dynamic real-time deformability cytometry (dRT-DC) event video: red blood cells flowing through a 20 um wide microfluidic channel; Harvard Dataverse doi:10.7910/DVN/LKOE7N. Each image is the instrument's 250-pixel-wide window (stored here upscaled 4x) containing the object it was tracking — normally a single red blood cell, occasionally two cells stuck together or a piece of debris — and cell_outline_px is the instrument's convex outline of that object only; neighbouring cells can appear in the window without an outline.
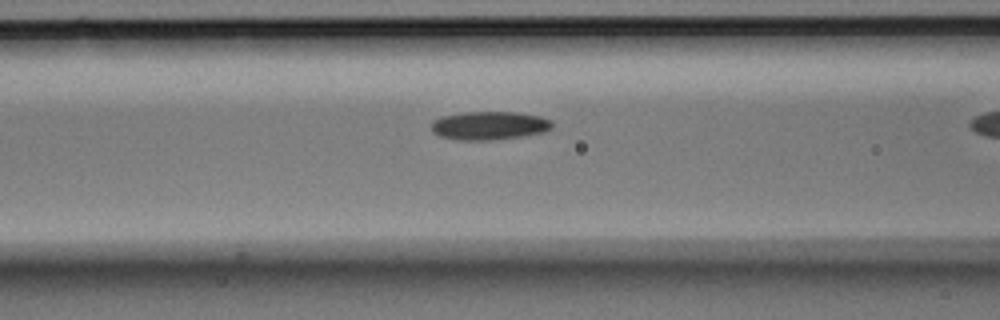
{"species": "Egyptian fruit bat (a non-hibernating species)", "species_latin": "Rousettus aegyptiacus", "temperature_condition": "room temperature", "stored_images_in_passage": 5, "segment_of_instrument_passage": [2, 2], "camera_frame_rate_fps": 3000, "um_per_image_px": 0.085, "animal": {"sex": "male"}, "frame": {"image": 1, "passage_image": 5, "time_ms": 1.333, "image_size_px": [1000, 320], "cell_outline_px": [[552, 128], [544, 132], [520, 136], [488, 140], [456, 140], [440, 136], [432, 132], [432, 120], [440, 116], [468, 112], [520, 112], [540, 116], [552, 120]], "centroid_in_image_um": [41.58, 10.66], "position_along_channel_um": 125.0, "area_um2": 20.06}}